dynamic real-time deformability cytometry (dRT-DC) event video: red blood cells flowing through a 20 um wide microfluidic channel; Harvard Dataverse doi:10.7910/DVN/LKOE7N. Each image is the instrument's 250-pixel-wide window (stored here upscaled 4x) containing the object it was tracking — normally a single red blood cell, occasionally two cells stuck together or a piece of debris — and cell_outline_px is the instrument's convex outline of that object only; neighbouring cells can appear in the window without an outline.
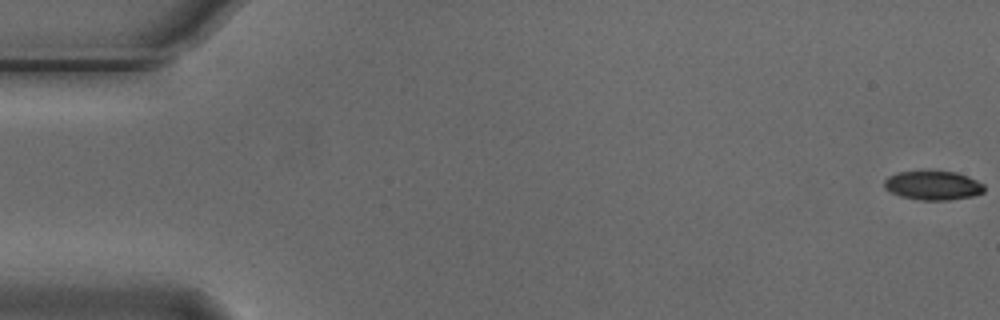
{"species": "Egyptian fruit bat (a non-hibernating species)", "species_latin": "Rousettus aegyptiacus", "temperature_condition": "cold", "stored_images_in_passage": 5, "camera_frame_rate_fps": 3000, "um_per_image_px": 0.085, "animal": {"sex": "male"}, "frame": {"image": 1, "passage_image": 1, "time_ms": 0.0, "image_size_px": [1000, 320], "cell_outline_px": [[984, 192], [972, 196], [948, 200], [920, 200], [900, 196], [884, 188], [884, 180], [888, 176], [896, 172], [928, 168], [956, 172], [968, 176], [984, 184]], "centroid_in_image_um": [79.27, 15.71], "position_along_channel_um": 5.7, "area_um2": 17.63}}
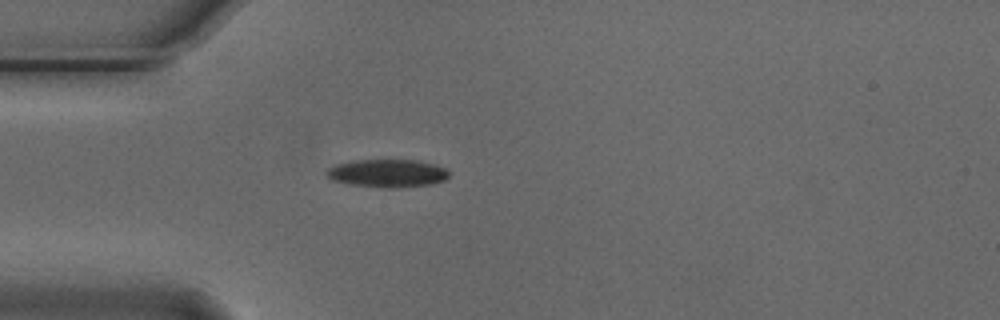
{"frame": {"image": 2, "passage_image": 5, "time_ms": 1.333, "image_size_px": [1000, 320], "cell_outline_px": [[448, 176], [444, 180], [432, 184], [396, 188], [384, 188], [352, 184], [332, 180], [324, 172], [328, 168], [336, 164], [352, 160], [416, 160], [432, 164], [444, 168], [448, 172]], "centroid_in_image_um": [32.9, 14.73], "position_along_channel_um": 52.1, "area_um2": 19.83}}